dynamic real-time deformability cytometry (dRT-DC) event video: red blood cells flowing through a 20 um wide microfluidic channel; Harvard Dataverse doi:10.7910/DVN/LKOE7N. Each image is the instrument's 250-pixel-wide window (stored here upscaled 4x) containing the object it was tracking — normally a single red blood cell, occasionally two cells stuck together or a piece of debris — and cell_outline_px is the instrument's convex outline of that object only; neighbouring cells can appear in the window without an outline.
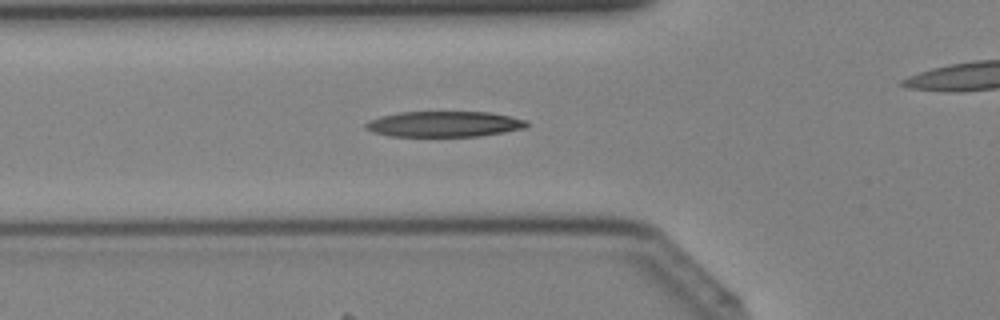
{"species": "Egyptian fruit bat (a non-hibernating species)", "species_latin": "Rousettus aegyptiacus", "temperature_condition": "cold", "stored_images_in_passage": 29, "camera_frame_rate_fps": 3000, "um_per_image_px": 0.085, "animal": {"sex": "female"}, "frame": {"image": 1, "passage_image": 6, "time_ms": 1.667, "image_size_px": [1000, 320], "cell_outline_px": [[528, 128], [480, 136], [388, 136], [372, 132], [364, 128], [364, 124], [368, 120], [380, 116], [400, 112], [488, 112], [528, 120]], "centroid_in_image_um": [37.74, 10.55], "position_along_channel_um": 88.1, "area_um2": 24.22}}
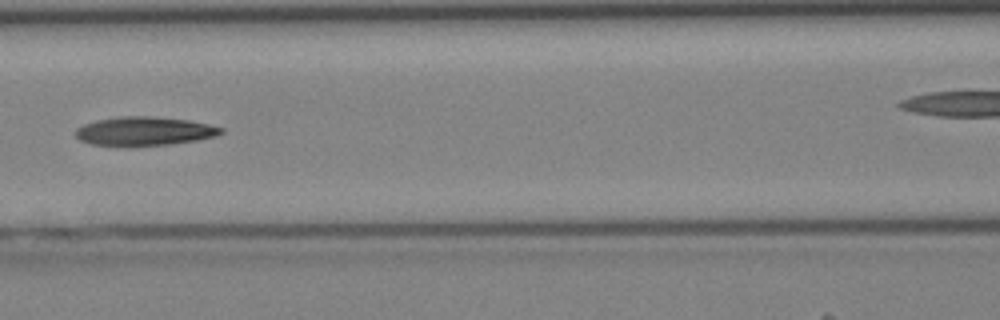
{"frame": {"image": 2, "passage_image": 10, "time_ms": 3.0, "image_size_px": [1000, 320], "cell_outline_px": [[224, 132], [216, 136], [196, 140], [168, 144], [128, 148], [92, 144], [80, 140], [76, 136], [76, 128], [84, 124], [96, 120], [120, 116], [148, 116], [188, 120], [208, 124], [224, 128]], "centroid_in_image_um": [12.24, 11.17], "position_along_channel_um": 154.4, "area_um2": 24.8}}
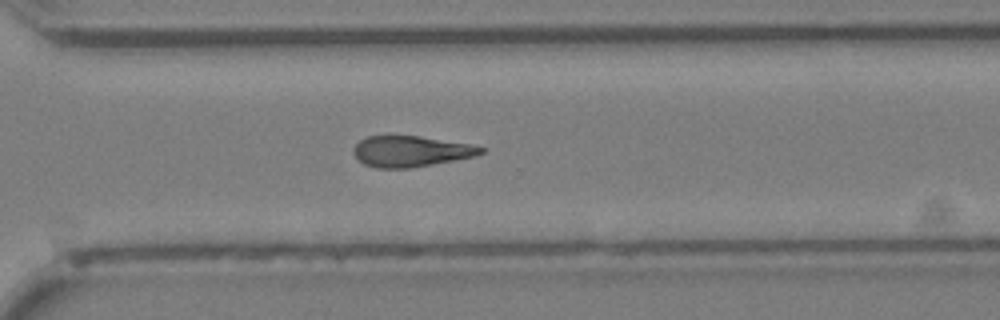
{"frame": {"image": 3, "passage_image": 21, "time_ms": 6.667, "image_size_px": [1000, 320], "cell_outline_px": [[484, 152], [476, 156], [432, 164], [408, 168], [376, 168], [364, 164], [352, 152], [352, 148], [360, 140], [368, 136], [420, 136], [468, 144], [484, 148]], "centroid_in_image_um": [34.89, 12.86], "position_along_channel_um": 335.7, "area_um2": 22.66}}